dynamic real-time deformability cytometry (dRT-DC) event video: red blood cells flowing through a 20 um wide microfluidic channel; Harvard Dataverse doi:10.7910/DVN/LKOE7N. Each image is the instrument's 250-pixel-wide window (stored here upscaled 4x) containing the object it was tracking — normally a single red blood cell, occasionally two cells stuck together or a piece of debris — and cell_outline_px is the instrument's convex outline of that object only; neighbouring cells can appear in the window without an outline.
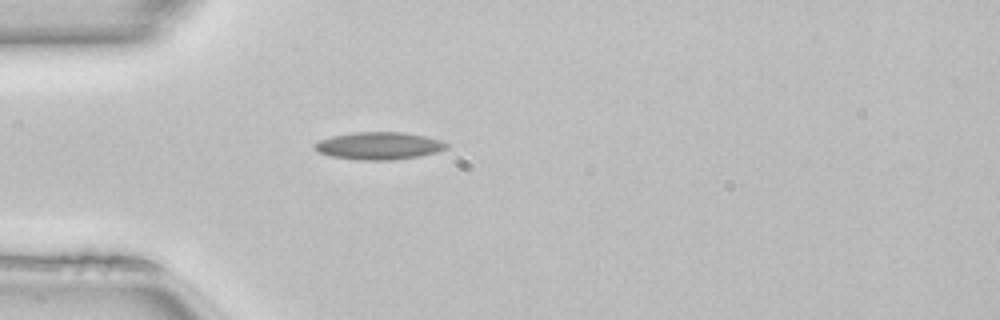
{"species": "common noctule bat (a hibernating species)", "species_latin": "Nyctalus noctula", "temperature_condition": "room temperature", "stored_images_in_passage": 37, "camera_frame_rate_fps": 3000, "um_per_image_px": 0.085, "animal": {"sex": "female", "body_mass_g": 22.7, "forearm_length_mm": 54.2}, "frame": {"image": 1, "passage_image": 1, "time_ms": 0.0, "image_size_px": [1000, 320], "cell_outline_px": [[448, 148], [436, 152], [420, 156], [392, 160], [360, 160], [332, 156], [320, 152], [312, 148], [312, 144], [316, 140], [332, 136], [356, 132], [404, 132], [424, 136], [440, 140], [448, 144]], "centroid_in_image_um": [32.17, 12.39], "position_along_channel_um": 52.8, "area_um2": 21.15}}
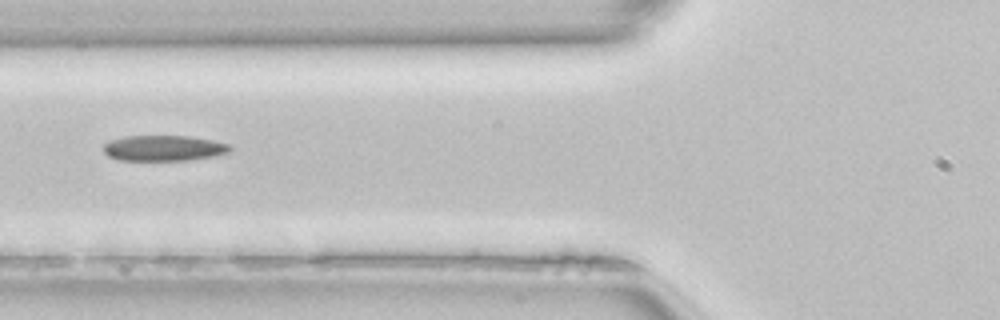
{"frame": {"image": 2, "passage_image": 6, "time_ms": 1.667, "image_size_px": [1000, 320], "cell_outline_px": [[232, 148], [228, 152], [216, 156], [188, 160], [120, 160], [108, 156], [104, 152], [104, 144], [112, 140], [124, 136], [188, 136], [212, 140], [228, 144]], "centroid_in_image_um": [13.92, 12.59], "position_along_channel_um": 111.9, "area_um2": 18.79}, "authors_computed_cell_mechanics": {"area_um2": 18.5538, "velocity_mm_per_s": 4.0886, "shape_relaxation_time_tau1_ms": 9.0436, "shape_relaxation_time_tau2_ms": 4.7678, "deformation_change_tau1": 0.1847, "deformation_change_tau2": 0.1497}}